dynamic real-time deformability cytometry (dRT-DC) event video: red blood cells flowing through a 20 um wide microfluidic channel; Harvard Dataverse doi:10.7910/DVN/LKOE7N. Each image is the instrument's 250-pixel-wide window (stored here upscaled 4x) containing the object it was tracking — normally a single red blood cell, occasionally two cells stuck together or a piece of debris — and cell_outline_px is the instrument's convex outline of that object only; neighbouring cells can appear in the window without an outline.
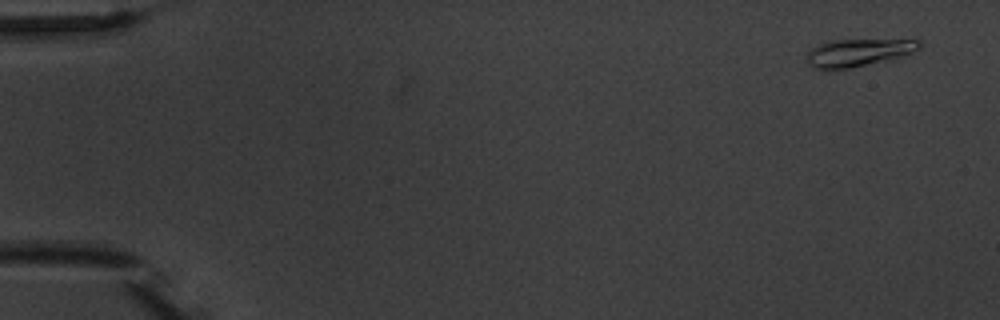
{"species": "common noctule bat (a hibernating species)", "species_latin": "Nyctalus noctula", "temperature_condition": "warm", "stored_images_in_passage": 5, "camera_frame_rate_fps": 3000, "um_per_image_px": 0.085, "animal": {"sex": "male", "body_mass_g": 20.1, "forearm_length_mm": 53.5}, "frame": {"image": 1, "passage_image": 1, "time_ms": 0.0, "image_size_px": [1000, 320], "cell_outline_px": [[920, 48], [912, 52], [848, 68], [828, 72], [812, 68], [808, 64], [808, 52], [816, 44], [828, 40], [920, 40]], "centroid_in_image_um": [72.79, 4.48], "position_along_channel_um": 12.2, "area_um2": 17.74}}